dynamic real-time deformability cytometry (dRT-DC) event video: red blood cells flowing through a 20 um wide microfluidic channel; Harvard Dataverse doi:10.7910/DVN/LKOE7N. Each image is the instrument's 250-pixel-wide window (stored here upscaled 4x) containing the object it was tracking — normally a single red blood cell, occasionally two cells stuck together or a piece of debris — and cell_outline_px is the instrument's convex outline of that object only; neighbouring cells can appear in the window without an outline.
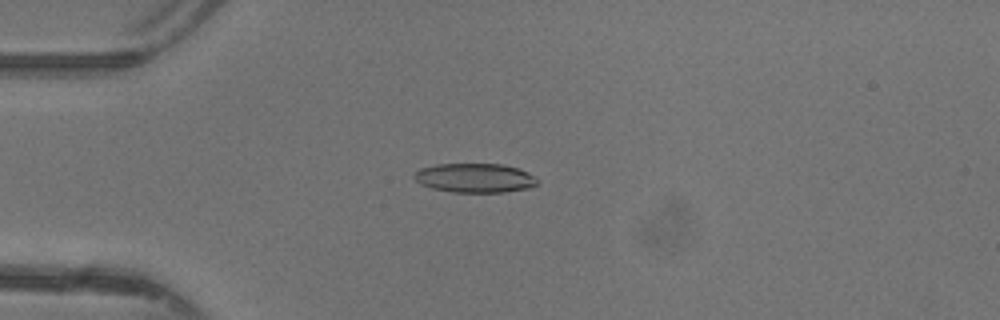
{"species": "common noctule bat (a hibernating species)", "species_latin": "Nyctalus noctula", "temperature_condition": "warm", "stored_images_in_passage": 47, "camera_frame_rate_fps": 3000, "um_per_image_px": 0.085, "animal": {"sex": "female"}, "frame": {"image": 1, "passage_image": 12, "time_ms": 3.667, "image_size_px": [1000, 320], "cell_outline_px": [[540, 184], [532, 188], [504, 192], [452, 192], [432, 188], [420, 184], [412, 176], [412, 172], [420, 168], [436, 164], [504, 164], [528, 172], [536, 176], [540, 180]], "centroid_in_image_um": [40.4, 15.13], "position_along_channel_um": 44.6, "area_um2": 21.39}}
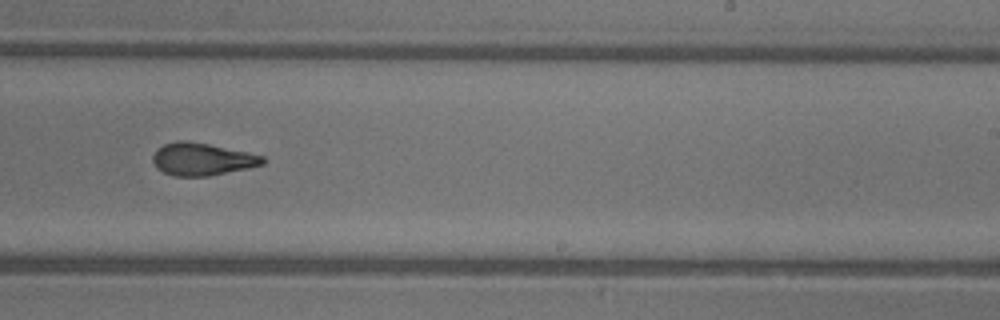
{"frame": {"image": 2, "passage_image": 29, "time_ms": 9.333, "image_size_px": [1000, 320], "cell_outline_px": [[264, 164], [208, 176], [172, 176], [156, 168], [152, 160], [152, 156], [156, 148], [164, 144], [176, 140], [188, 140], [208, 144], [264, 156]], "centroid_in_image_um": [17.1, 13.52], "position_along_channel_um": 271.9, "area_um2": 20.69}}
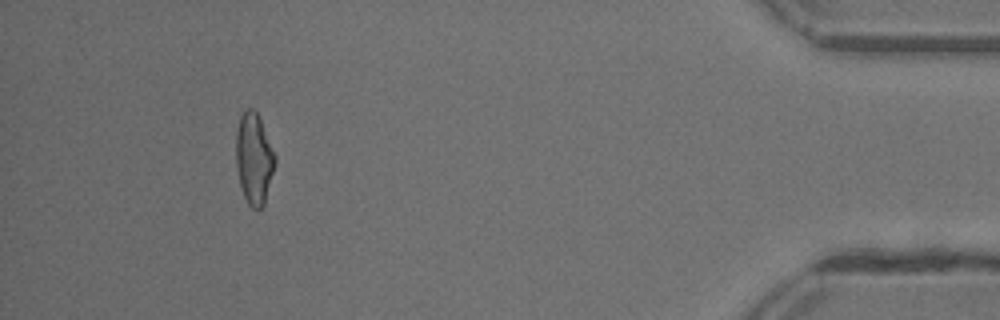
{"frame": {"image": 3, "passage_image": 43, "time_ms": 14.0, "image_size_px": [1000, 320], "cell_outline_px": [[276, 160], [264, 204], [260, 208], [252, 208], [248, 204], [244, 196], [240, 184], [236, 168], [236, 128], [240, 116], [248, 108], [252, 108], [256, 112], [260, 120], [276, 156]], "centroid_in_image_um": [21.57, 13.48], "position_along_channel_um": 413.6, "area_um2": 20.46}, "authors_computed_cell_mechanics": {"area_um2": 21.0392, "velocity_mm_per_s": 4.4285, "shape_relaxation_time_tau1_ms": 5.6988, "shape_relaxation_time_tau2_ms": 2.1294, "deformation_change_tau1": 0.1899, "deformation_change_tau2": 0.1017}}